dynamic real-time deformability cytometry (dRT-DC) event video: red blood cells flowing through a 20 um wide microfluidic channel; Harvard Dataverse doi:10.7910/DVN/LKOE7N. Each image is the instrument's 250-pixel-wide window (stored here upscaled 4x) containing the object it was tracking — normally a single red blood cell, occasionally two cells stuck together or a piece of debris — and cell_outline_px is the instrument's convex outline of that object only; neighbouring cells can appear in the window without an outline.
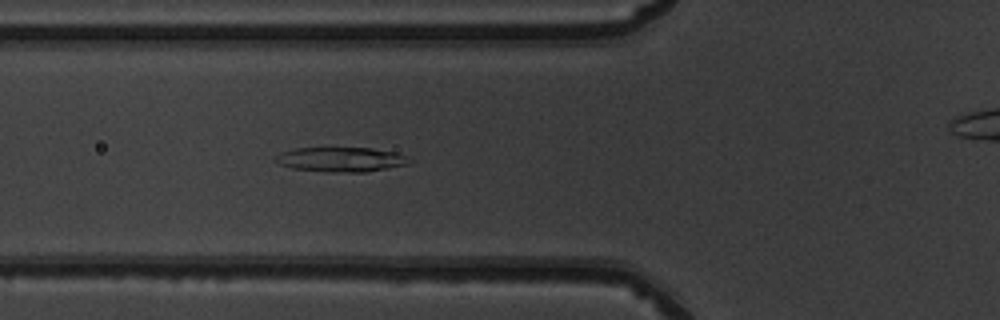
{"species": "common noctule bat (a hibernating species)", "species_latin": "Nyctalus noctula", "temperature_condition": "warm", "stored_images_in_passage": 45, "camera_frame_rate_fps": 3000, "um_per_image_px": 0.085, "animal": {"sex": "male", "body_mass_g": 19.5, "forearm_length_mm": 54.6}, "frame": {"image": 1, "passage_image": 18, "time_ms": 5.667, "image_size_px": [1000, 320], "cell_outline_px": [[416, 160], [408, 164], [388, 168], [364, 172], [328, 172], [292, 168], [280, 164], [272, 160], [272, 156], [280, 152], [296, 148], [372, 148], [396, 152]], "centroid_in_image_um": [28.98, 13.55], "position_along_channel_um": 96.8, "area_um2": 19.48}}
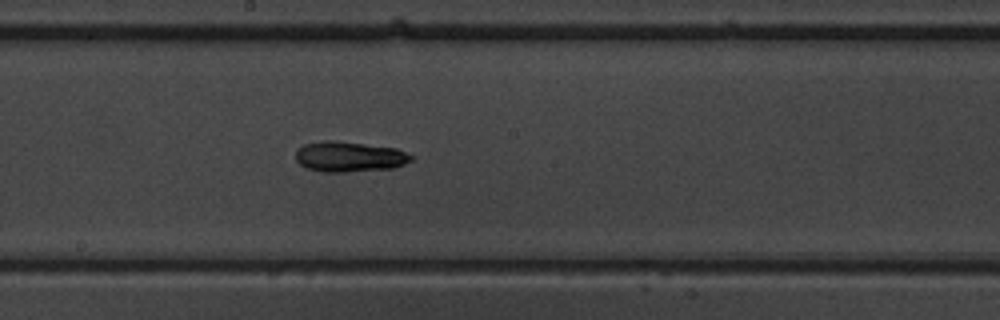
{"frame": {"image": 2, "passage_image": 27, "time_ms": 8.667, "image_size_px": [1000, 320], "cell_outline_px": [[416, 156], [412, 160], [404, 164], [392, 168], [344, 172], [324, 172], [308, 168], [300, 164], [296, 160], [296, 148], [304, 144], [320, 140], [336, 140], [396, 148]], "centroid_in_image_um": [29.69, 13.3], "position_along_channel_um": 218.5, "area_um2": 20.63}}
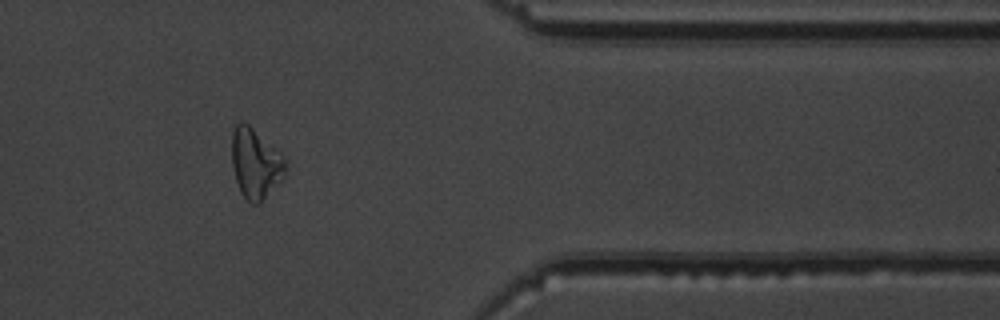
{"frame": {"image": 3, "passage_image": 41, "time_ms": 13.333, "image_size_px": [1000, 320], "cell_outline_px": [[284, 176], [260, 204], [252, 204], [240, 192], [236, 180], [232, 164], [232, 132], [236, 124], [240, 120], [248, 124], [280, 152], [284, 156]], "centroid_in_image_um": [21.69, 13.89], "position_along_channel_um": 389.7, "area_um2": 21.62}, "authors_computed_cell_mechanics": {"area_um2": 20.6346, "velocity_mm_per_s": 4.0443, "shape_relaxation_time_tau1_ms": 7.4143, "shape_relaxation_time_tau2_ms": null, "deformation_change_tau1": 0.1807, "deformation_change_tau2": null}}